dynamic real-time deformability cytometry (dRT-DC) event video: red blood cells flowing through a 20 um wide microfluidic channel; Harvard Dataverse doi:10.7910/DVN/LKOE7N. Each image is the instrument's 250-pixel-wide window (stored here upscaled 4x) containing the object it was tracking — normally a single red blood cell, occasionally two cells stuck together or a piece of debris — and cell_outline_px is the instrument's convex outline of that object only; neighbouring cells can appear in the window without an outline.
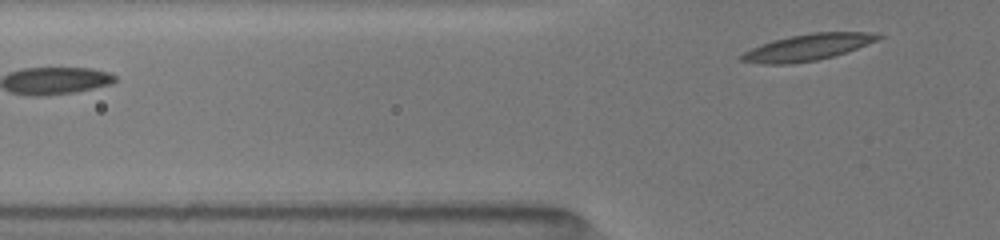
{"species": "common noctule bat (a hibernating species)", "species_latin": "Nyctalus noctula", "temperature_condition": "room temperature", "stored_images_in_passage": 6, "camera_frame_rate_fps": 3000, "um_per_image_px": 0.085, "animal": {"sex": "female", "body_mass_g": 19.5, "forearm_length_mm": 54.1}, "frame": {"image": 1, "passage_image": 6, "time_ms": 2.333, "image_size_px": [1000, 240], "cell_outline_px": [[884, 36], [876, 40], [856, 48], [832, 56], [816, 60], [788, 64], [764, 64], [740, 60], [740, 56], [744, 52], [752, 48], [772, 40], [792, 36], [816, 32], [864, 32]], "centroid_in_image_um": [68.6, 4.02], "position_along_channel_um": 57.2, "area_um2": 20.46}}